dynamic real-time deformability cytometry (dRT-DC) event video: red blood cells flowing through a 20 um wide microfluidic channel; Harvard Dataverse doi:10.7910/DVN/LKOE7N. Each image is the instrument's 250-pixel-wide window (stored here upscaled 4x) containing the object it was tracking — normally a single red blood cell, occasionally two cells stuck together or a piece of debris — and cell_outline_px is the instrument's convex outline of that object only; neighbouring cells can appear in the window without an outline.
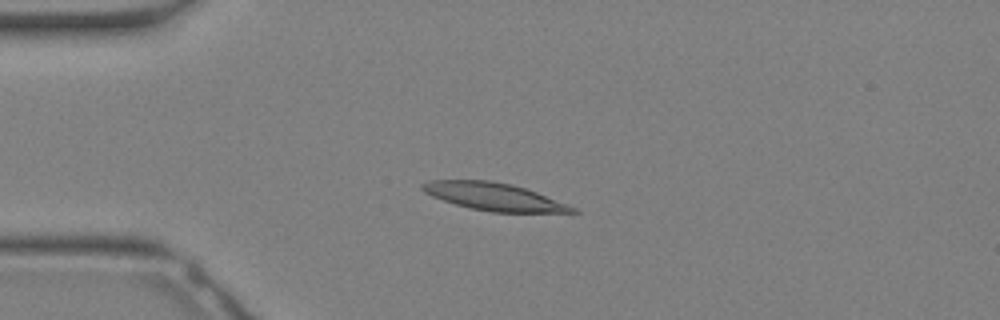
{"species": "Egyptian fruit bat (a non-hibernating species)", "species_latin": "Rousettus aegyptiacus", "temperature_condition": "warm", "stored_images_in_passage": 31, "camera_frame_rate_fps": 3000, "um_per_image_px": 0.085, "animal": {"sex": "female"}, "frame": {"image": 1, "passage_image": 7, "time_ms": 2.0, "image_size_px": [1000, 320], "cell_outline_px": [[580, 212], [492, 212], [468, 208], [432, 196], [424, 192], [420, 188], [420, 184], [428, 180], [492, 180], [512, 184], [536, 192], [576, 208]], "centroid_in_image_um": [41.92, 16.7], "position_along_channel_um": 43.1, "area_um2": 23.93}}
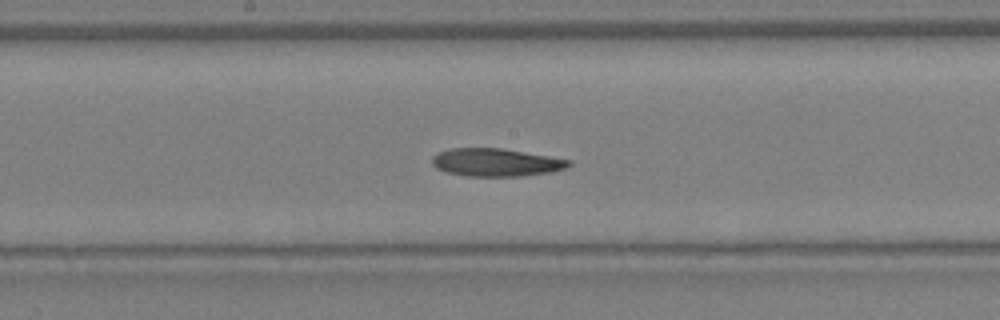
{"frame": {"image": 2, "passage_image": 16, "time_ms": 5.0, "image_size_px": [1000, 320], "cell_outline_px": [[572, 164], [568, 168], [552, 172], [520, 176], [464, 176], [444, 172], [436, 168], [432, 164], [432, 156], [436, 152], [448, 148], [500, 148], [572, 160]], "centroid_in_image_um": [42.13, 13.81], "position_along_channel_um": 206.1, "area_um2": 22.48}}
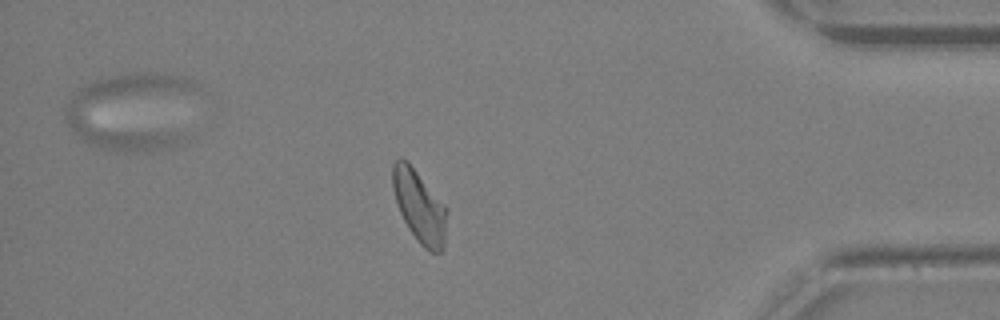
{"frame": {"image": 3, "passage_image": 27, "time_ms": 8.667, "image_size_px": [1000, 320], "cell_outline_px": [[448, 212], [444, 248], [440, 252], [428, 252], [420, 244], [408, 228], [400, 212], [392, 188], [392, 164], [400, 156], [416, 172], [448, 208]], "centroid_in_image_um": [35.67, 17.6], "position_along_channel_um": 399.5, "area_um2": 22.66}}